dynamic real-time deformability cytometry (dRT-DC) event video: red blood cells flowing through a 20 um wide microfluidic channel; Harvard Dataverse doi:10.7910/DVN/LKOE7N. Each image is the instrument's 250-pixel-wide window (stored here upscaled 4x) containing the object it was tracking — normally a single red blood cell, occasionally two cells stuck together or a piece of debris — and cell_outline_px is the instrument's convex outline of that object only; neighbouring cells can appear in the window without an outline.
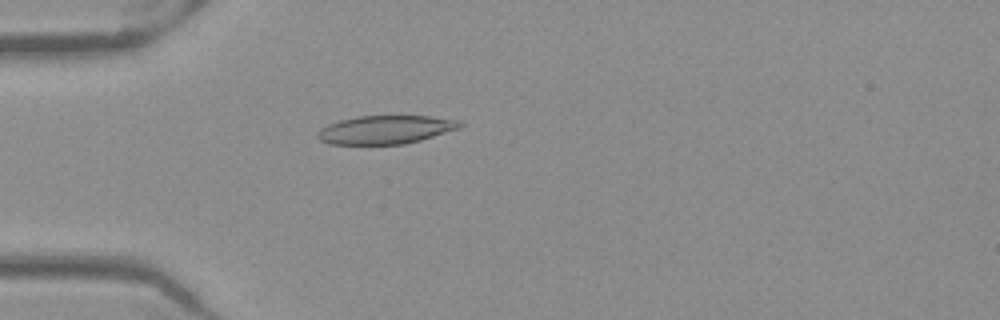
{"species": "Egyptian fruit bat (a non-hibernating species)", "species_latin": "Rousettus aegyptiacus", "temperature_condition": "warm", "stored_images_in_passage": 46, "camera_frame_rate_fps": 3000, "um_per_image_px": 0.085, "frame": {"image": 1, "passage_image": 10, "time_ms": 3.0, "image_size_px": [1000, 320], "cell_outline_px": [[464, 124], [460, 128], [420, 140], [404, 144], [328, 144], [320, 140], [316, 136], [316, 132], [320, 128], [328, 124], [340, 120], [356, 116], [432, 116], [460, 120]], "centroid_in_image_um": [32.76, 11.02], "position_along_channel_um": 52.2, "area_um2": 23.7}}
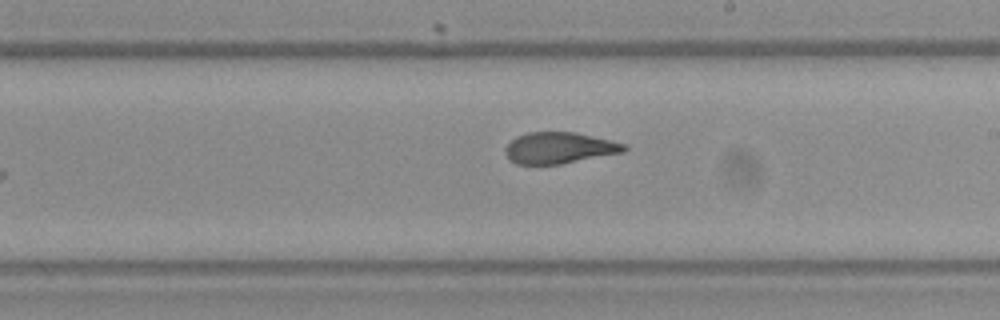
{"frame": {"image": 2, "passage_image": 25, "time_ms": 8.0, "image_size_px": [1000, 320], "cell_outline_px": [[628, 148], [624, 152], [560, 164], [516, 164], [508, 160], [504, 152], [504, 148], [516, 136], [528, 132], [576, 132], [628, 144]], "centroid_in_image_um": [47.53, 12.57], "position_along_channel_um": 241.5, "area_um2": 21.85}}
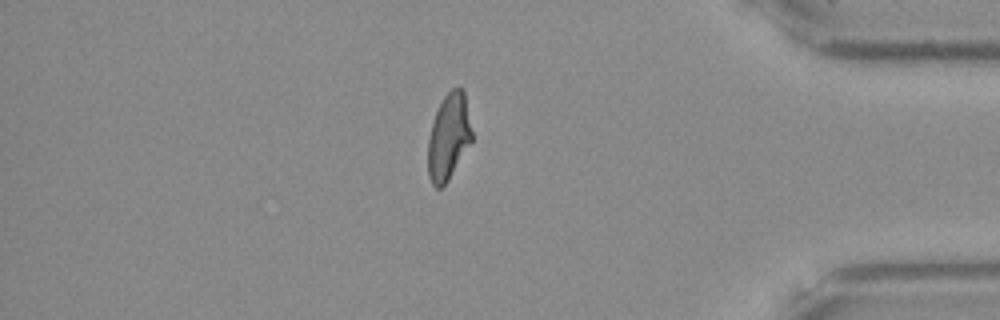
{"frame": {"image": 3, "passage_image": 39, "time_ms": 12.667, "image_size_px": [1000, 320], "cell_outline_px": [[472, 140], [448, 180], [440, 188], [436, 188], [432, 184], [428, 176], [428, 140], [432, 124], [436, 112], [444, 96], [452, 88], [460, 88], [464, 92], [472, 132]], "centroid_in_image_um": [38.12, 11.65], "position_along_channel_um": 397.1, "area_um2": 21.68}, "authors_computed_cell_mechanics": {"area_um2": 22.6287, "velocity_mm_per_s": 3.9837, "shape_relaxation_time_tau1_ms": 8.5531, "shape_relaxation_time_tau2_ms": 1.2384, "deformation_change_tau1": 0.2417, "deformation_change_tau2": 0.0862}}